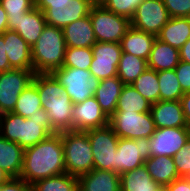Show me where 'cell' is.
Masks as SVG:
<instances>
[{"instance_id":"1","label":"cell","mask_w":190,"mask_h":191,"mask_svg":"<svg viewBox=\"0 0 190 191\" xmlns=\"http://www.w3.org/2000/svg\"><path fill=\"white\" fill-rule=\"evenodd\" d=\"M66 173L61 135L55 133L24 149L21 179L32 185L38 180Z\"/></svg>"},{"instance_id":"2","label":"cell","mask_w":190,"mask_h":191,"mask_svg":"<svg viewBox=\"0 0 190 191\" xmlns=\"http://www.w3.org/2000/svg\"><path fill=\"white\" fill-rule=\"evenodd\" d=\"M58 133L49 121L47 112L40 109L30 118L12 112L0 114V135L23 149L31 147Z\"/></svg>"},{"instance_id":"3","label":"cell","mask_w":190,"mask_h":191,"mask_svg":"<svg viewBox=\"0 0 190 191\" xmlns=\"http://www.w3.org/2000/svg\"><path fill=\"white\" fill-rule=\"evenodd\" d=\"M32 82L37 87L42 109L47 112L51 126L57 132L72 130L74 104L64 87L52 74H35Z\"/></svg>"},{"instance_id":"4","label":"cell","mask_w":190,"mask_h":191,"mask_svg":"<svg viewBox=\"0 0 190 191\" xmlns=\"http://www.w3.org/2000/svg\"><path fill=\"white\" fill-rule=\"evenodd\" d=\"M66 44L63 31L46 25L32 47V64L35 74H52L63 66Z\"/></svg>"},{"instance_id":"5","label":"cell","mask_w":190,"mask_h":191,"mask_svg":"<svg viewBox=\"0 0 190 191\" xmlns=\"http://www.w3.org/2000/svg\"><path fill=\"white\" fill-rule=\"evenodd\" d=\"M66 173L79 177L94 169V158L88 135L83 131H62Z\"/></svg>"},{"instance_id":"6","label":"cell","mask_w":190,"mask_h":191,"mask_svg":"<svg viewBox=\"0 0 190 191\" xmlns=\"http://www.w3.org/2000/svg\"><path fill=\"white\" fill-rule=\"evenodd\" d=\"M89 15L97 42L120 43L131 26L128 18L109 11L100 3L92 5Z\"/></svg>"},{"instance_id":"7","label":"cell","mask_w":190,"mask_h":191,"mask_svg":"<svg viewBox=\"0 0 190 191\" xmlns=\"http://www.w3.org/2000/svg\"><path fill=\"white\" fill-rule=\"evenodd\" d=\"M52 75L64 87L73 104L94 96L100 82L89 70L79 68L61 67Z\"/></svg>"},{"instance_id":"8","label":"cell","mask_w":190,"mask_h":191,"mask_svg":"<svg viewBox=\"0 0 190 191\" xmlns=\"http://www.w3.org/2000/svg\"><path fill=\"white\" fill-rule=\"evenodd\" d=\"M109 125L119 138L125 139L150 138L156 129L151 112L115 111L109 117Z\"/></svg>"},{"instance_id":"9","label":"cell","mask_w":190,"mask_h":191,"mask_svg":"<svg viewBox=\"0 0 190 191\" xmlns=\"http://www.w3.org/2000/svg\"><path fill=\"white\" fill-rule=\"evenodd\" d=\"M91 143L94 158V169L109 170L115 172L116 150L119 137L113 128L107 125L102 128L85 131Z\"/></svg>"},{"instance_id":"10","label":"cell","mask_w":190,"mask_h":191,"mask_svg":"<svg viewBox=\"0 0 190 191\" xmlns=\"http://www.w3.org/2000/svg\"><path fill=\"white\" fill-rule=\"evenodd\" d=\"M34 70L11 69L0 72V114L12 112L22 91L32 83Z\"/></svg>"},{"instance_id":"11","label":"cell","mask_w":190,"mask_h":191,"mask_svg":"<svg viewBox=\"0 0 190 191\" xmlns=\"http://www.w3.org/2000/svg\"><path fill=\"white\" fill-rule=\"evenodd\" d=\"M151 157L150 138H119L116 150L115 172L119 175L134 170Z\"/></svg>"},{"instance_id":"12","label":"cell","mask_w":190,"mask_h":191,"mask_svg":"<svg viewBox=\"0 0 190 191\" xmlns=\"http://www.w3.org/2000/svg\"><path fill=\"white\" fill-rule=\"evenodd\" d=\"M169 19L163 0H144L136 8L130 22L132 27L157 36Z\"/></svg>"},{"instance_id":"13","label":"cell","mask_w":190,"mask_h":191,"mask_svg":"<svg viewBox=\"0 0 190 191\" xmlns=\"http://www.w3.org/2000/svg\"><path fill=\"white\" fill-rule=\"evenodd\" d=\"M92 0H71L69 2L51 3L44 11L47 25L63 29L68 24L89 15Z\"/></svg>"},{"instance_id":"14","label":"cell","mask_w":190,"mask_h":191,"mask_svg":"<svg viewBox=\"0 0 190 191\" xmlns=\"http://www.w3.org/2000/svg\"><path fill=\"white\" fill-rule=\"evenodd\" d=\"M93 59L89 71L99 81L117 76L122 54L120 43L96 42L92 47Z\"/></svg>"},{"instance_id":"15","label":"cell","mask_w":190,"mask_h":191,"mask_svg":"<svg viewBox=\"0 0 190 191\" xmlns=\"http://www.w3.org/2000/svg\"><path fill=\"white\" fill-rule=\"evenodd\" d=\"M190 137V127L156 128L150 137L151 156L173 157Z\"/></svg>"},{"instance_id":"16","label":"cell","mask_w":190,"mask_h":191,"mask_svg":"<svg viewBox=\"0 0 190 191\" xmlns=\"http://www.w3.org/2000/svg\"><path fill=\"white\" fill-rule=\"evenodd\" d=\"M109 125V117L94 96L74 104L72 131H87Z\"/></svg>"},{"instance_id":"17","label":"cell","mask_w":190,"mask_h":191,"mask_svg":"<svg viewBox=\"0 0 190 191\" xmlns=\"http://www.w3.org/2000/svg\"><path fill=\"white\" fill-rule=\"evenodd\" d=\"M47 25L44 14L34 7L23 17L8 18V30L17 32L32 48Z\"/></svg>"},{"instance_id":"18","label":"cell","mask_w":190,"mask_h":191,"mask_svg":"<svg viewBox=\"0 0 190 191\" xmlns=\"http://www.w3.org/2000/svg\"><path fill=\"white\" fill-rule=\"evenodd\" d=\"M5 49L10 66L13 69L33 70L32 48L15 31L6 30L3 33Z\"/></svg>"},{"instance_id":"19","label":"cell","mask_w":190,"mask_h":191,"mask_svg":"<svg viewBox=\"0 0 190 191\" xmlns=\"http://www.w3.org/2000/svg\"><path fill=\"white\" fill-rule=\"evenodd\" d=\"M150 112L155 128L189 127L185 120L180 100L158 101L151 105Z\"/></svg>"},{"instance_id":"20","label":"cell","mask_w":190,"mask_h":191,"mask_svg":"<svg viewBox=\"0 0 190 191\" xmlns=\"http://www.w3.org/2000/svg\"><path fill=\"white\" fill-rule=\"evenodd\" d=\"M78 179L79 191H121L120 175L114 171L93 169Z\"/></svg>"},{"instance_id":"21","label":"cell","mask_w":190,"mask_h":191,"mask_svg":"<svg viewBox=\"0 0 190 191\" xmlns=\"http://www.w3.org/2000/svg\"><path fill=\"white\" fill-rule=\"evenodd\" d=\"M66 47H93L97 42L90 15L68 24L62 29Z\"/></svg>"},{"instance_id":"22","label":"cell","mask_w":190,"mask_h":191,"mask_svg":"<svg viewBox=\"0 0 190 191\" xmlns=\"http://www.w3.org/2000/svg\"><path fill=\"white\" fill-rule=\"evenodd\" d=\"M156 38L157 36L154 34L146 33L130 26L121 39L120 46L122 52L132 54L147 61Z\"/></svg>"},{"instance_id":"23","label":"cell","mask_w":190,"mask_h":191,"mask_svg":"<svg viewBox=\"0 0 190 191\" xmlns=\"http://www.w3.org/2000/svg\"><path fill=\"white\" fill-rule=\"evenodd\" d=\"M179 62V50L156 38L147 60L148 68L157 72L171 70L175 69Z\"/></svg>"},{"instance_id":"24","label":"cell","mask_w":190,"mask_h":191,"mask_svg":"<svg viewBox=\"0 0 190 191\" xmlns=\"http://www.w3.org/2000/svg\"><path fill=\"white\" fill-rule=\"evenodd\" d=\"M157 38L179 50L190 38V17L170 18Z\"/></svg>"},{"instance_id":"25","label":"cell","mask_w":190,"mask_h":191,"mask_svg":"<svg viewBox=\"0 0 190 191\" xmlns=\"http://www.w3.org/2000/svg\"><path fill=\"white\" fill-rule=\"evenodd\" d=\"M24 149L0 135V167L11 177L19 178L23 168Z\"/></svg>"},{"instance_id":"26","label":"cell","mask_w":190,"mask_h":191,"mask_svg":"<svg viewBox=\"0 0 190 191\" xmlns=\"http://www.w3.org/2000/svg\"><path fill=\"white\" fill-rule=\"evenodd\" d=\"M123 86L124 84L118 76L100 80L99 82L94 97L108 117L116 111L117 101Z\"/></svg>"},{"instance_id":"27","label":"cell","mask_w":190,"mask_h":191,"mask_svg":"<svg viewBox=\"0 0 190 191\" xmlns=\"http://www.w3.org/2000/svg\"><path fill=\"white\" fill-rule=\"evenodd\" d=\"M144 166L152 179L161 187L169 185L180 177L174 159L170 156H151L144 162Z\"/></svg>"},{"instance_id":"28","label":"cell","mask_w":190,"mask_h":191,"mask_svg":"<svg viewBox=\"0 0 190 191\" xmlns=\"http://www.w3.org/2000/svg\"><path fill=\"white\" fill-rule=\"evenodd\" d=\"M160 188L144 165L120 175L121 191H159Z\"/></svg>"},{"instance_id":"29","label":"cell","mask_w":190,"mask_h":191,"mask_svg":"<svg viewBox=\"0 0 190 191\" xmlns=\"http://www.w3.org/2000/svg\"><path fill=\"white\" fill-rule=\"evenodd\" d=\"M147 68L148 64L145 59L122 52L117 67V76L124 85H132Z\"/></svg>"},{"instance_id":"30","label":"cell","mask_w":190,"mask_h":191,"mask_svg":"<svg viewBox=\"0 0 190 191\" xmlns=\"http://www.w3.org/2000/svg\"><path fill=\"white\" fill-rule=\"evenodd\" d=\"M151 105L132 85H124L117 101L116 111L150 112Z\"/></svg>"},{"instance_id":"31","label":"cell","mask_w":190,"mask_h":191,"mask_svg":"<svg viewBox=\"0 0 190 191\" xmlns=\"http://www.w3.org/2000/svg\"><path fill=\"white\" fill-rule=\"evenodd\" d=\"M132 86L150 103L160 101V86L157 71L147 68Z\"/></svg>"},{"instance_id":"32","label":"cell","mask_w":190,"mask_h":191,"mask_svg":"<svg viewBox=\"0 0 190 191\" xmlns=\"http://www.w3.org/2000/svg\"><path fill=\"white\" fill-rule=\"evenodd\" d=\"M40 109H42L40 96L36 85L32 82L18 96V100L12 113L24 118H30Z\"/></svg>"},{"instance_id":"33","label":"cell","mask_w":190,"mask_h":191,"mask_svg":"<svg viewBox=\"0 0 190 191\" xmlns=\"http://www.w3.org/2000/svg\"><path fill=\"white\" fill-rule=\"evenodd\" d=\"M31 186L32 191H79V179L64 173L38 180Z\"/></svg>"},{"instance_id":"34","label":"cell","mask_w":190,"mask_h":191,"mask_svg":"<svg viewBox=\"0 0 190 191\" xmlns=\"http://www.w3.org/2000/svg\"><path fill=\"white\" fill-rule=\"evenodd\" d=\"M160 86V101L180 100L184 95L175 69L157 72Z\"/></svg>"},{"instance_id":"35","label":"cell","mask_w":190,"mask_h":191,"mask_svg":"<svg viewBox=\"0 0 190 191\" xmlns=\"http://www.w3.org/2000/svg\"><path fill=\"white\" fill-rule=\"evenodd\" d=\"M92 59V47H66L65 58L62 67H72L79 68L81 70H89Z\"/></svg>"},{"instance_id":"36","label":"cell","mask_w":190,"mask_h":191,"mask_svg":"<svg viewBox=\"0 0 190 191\" xmlns=\"http://www.w3.org/2000/svg\"><path fill=\"white\" fill-rule=\"evenodd\" d=\"M143 1L144 0H103L102 2H100V4L109 11L131 20L136 8Z\"/></svg>"},{"instance_id":"37","label":"cell","mask_w":190,"mask_h":191,"mask_svg":"<svg viewBox=\"0 0 190 191\" xmlns=\"http://www.w3.org/2000/svg\"><path fill=\"white\" fill-rule=\"evenodd\" d=\"M0 3L8 18L23 17L24 14L35 7L33 0H0Z\"/></svg>"},{"instance_id":"38","label":"cell","mask_w":190,"mask_h":191,"mask_svg":"<svg viewBox=\"0 0 190 191\" xmlns=\"http://www.w3.org/2000/svg\"><path fill=\"white\" fill-rule=\"evenodd\" d=\"M180 177L190 178V137L184 146L173 156Z\"/></svg>"},{"instance_id":"39","label":"cell","mask_w":190,"mask_h":191,"mask_svg":"<svg viewBox=\"0 0 190 191\" xmlns=\"http://www.w3.org/2000/svg\"><path fill=\"white\" fill-rule=\"evenodd\" d=\"M170 18L190 17V0H163Z\"/></svg>"},{"instance_id":"40","label":"cell","mask_w":190,"mask_h":191,"mask_svg":"<svg viewBox=\"0 0 190 191\" xmlns=\"http://www.w3.org/2000/svg\"><path fill=\"white\" fill-rule=\"evenodd\" d=\"M175 73L183 93L190 92V63L180 61L175 67Z\"/></svg>"},{"instance_id":"41","label":"cell","mask_w":190,"mask_h":191,"mask_svg":"<svg viewBox=\"0 0 190 191\" xmlns=\"http://www.w3.org/2000/svg\"><path fill=\"white\" fill-rule=\"evenodd\" d=\"M0 191H32V186L21 178H10L0 185Z\"/></svg>"},{"instance_id":"42","label":"cell","mask_w":190,"mask_h":191,"mask_svg":"<svg viewBox=\"0 0 190 191\" xmlns=\"http://www.w3.org/2000/svg\"><path fill=\"white\" fill-rule=\"evenodd\" d=\"M167 191H190V178L179 177L165 186Z\"/></svg>"},{"instance_id":"43","label":"cell","mask_w":190,"mask_h":191,"mask_svg":"<svg viewBox=\"0 0 190 191\" xmlns=\"http://www.w3.org/2000/svg\"><path fill=\"white\" fill-rule=\"evenodd\" d=\"M13 69L8 61L3 34H0V72H5Z\"/></svg>"},{"instance_id":"44","label":"cell","mask_w":190,"mask_h":191,"mask_svg":"<svg viewBox=\"0 0 190 191\" xmlns=\"http://www.w3.org/2000/svg\"><path fill=\"white\" fill-rule=\"evenodd\" d=\"M185 120L190 127V92L184 93L180 99Z\"/></svg>"},{"instance_id":"45","label":"cell","mask_w":190,"mask_h":191,"mask_svg":"<svg viewBox=\"0 0 190 191\" xmlns=\"http://www.w3.org/2000/svg\"><path fill=\"white\" fill-rule=\"evenodd\" d=\"M180 61L190 63V38L188 41L179 49Z\"/></svg>"},{"instance_id":"46","label":"cell","mask_w":190,"mask_h":191,"mask_svg":"<svg viewBox=\"0 0 190 191\" xmlns=\"http://www.w3.org/2000/svg\"><path fill=\"white\" fill-rule=\"evenodd\" d=\"M71 0H36L35 7L42 12L51 5V3L69 2Z\"/></svg>"},{"instance_id":"47","label":"cell","mask_w":190,"mask_h":191,"mask_svg":"<svg viewBox=\"0 0 190 191\" xmlns=\"http://www.w3.org/2000/svg\"><path fill=\"white\" fill-rule=\"evenodd\" d=\"M8 30V15L0 3V34Z\"/></svg>"},{"instance_id":"48","label":"cell","mask_w":190,"mask_h":191,"mask_svg":"<svg viewBox=\"0 0 190 191\" xmlns=\"http://www.w3.org/2000/svg\"><path fill=\"white\" fill-rule=\"evenodd\" d=\"M11 177L0 167V185L7 182Z\"/></svg>"},{"instance_id":"49","label":"cell","mask_w":190,"mask_h":191,"mask_svg":"<svg viewBox=\"0 0 190 191\" xmlns=\"http://www.w3.org/2000/svg\"><path fill=\"white\" fill-rule=\"evenodd\" d=\"M94 3H100L102 2L103 0H92Z\"/></svg>"},{"instance_id":"50","label":"cell","mask_w":190,"mask_h":191,"mask_svg":"<svg viewBox=\"0 0 190 191\" xmlns=\"http://www.w3.org/2000/svg\"><path fill=\"white\" fill-rule=\"evenodd\" d=\"M159 191H167V189H166L165 187H161V188L159 189Z\"/></svg>"}]
</instances>
